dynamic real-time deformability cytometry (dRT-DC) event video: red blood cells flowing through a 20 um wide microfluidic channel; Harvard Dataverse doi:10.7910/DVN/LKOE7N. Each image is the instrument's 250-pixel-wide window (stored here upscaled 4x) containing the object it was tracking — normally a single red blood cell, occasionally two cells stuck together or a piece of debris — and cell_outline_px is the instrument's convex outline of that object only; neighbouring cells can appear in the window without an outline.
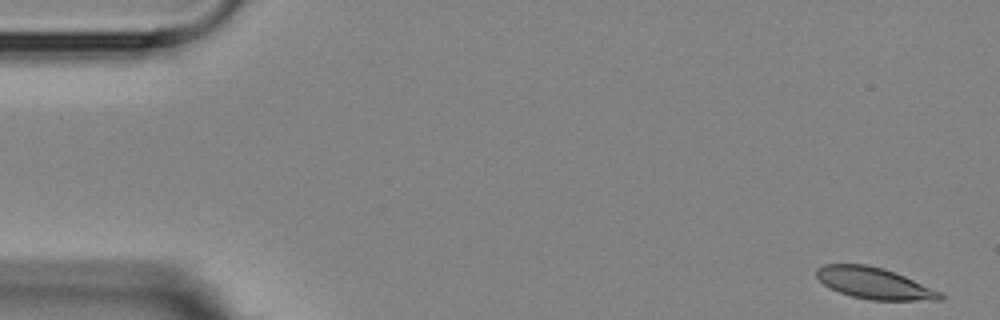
{"species": "Egyptian fruit bat (a non-hibernating species)", "species_latin": "Rousettus aegyptiacus", "temperature_condition": "room temperature", "stored_images_in_passage": 14, "camera_frame_rate_fps": 3000, "um_per_image_px": 0.085, "animal": {"sex": "female"}, "frame": {"image": 1, "passage_image": 1, "time_ms": 0.0, "image_size_px": [1000, 320], "cell_outline_px": [[944, 300], [872, 300], [852, 296], [840, 292], [824, 284], [816, 276], [816, 268], [824, 264], [868, 264], [884, 268], [904, 276], [940, 292], [944, 296]], "centroid_in_image_um": [74.29, 24.07], "position_along_channel_um": 10.7, "area_um2": 22.37}}
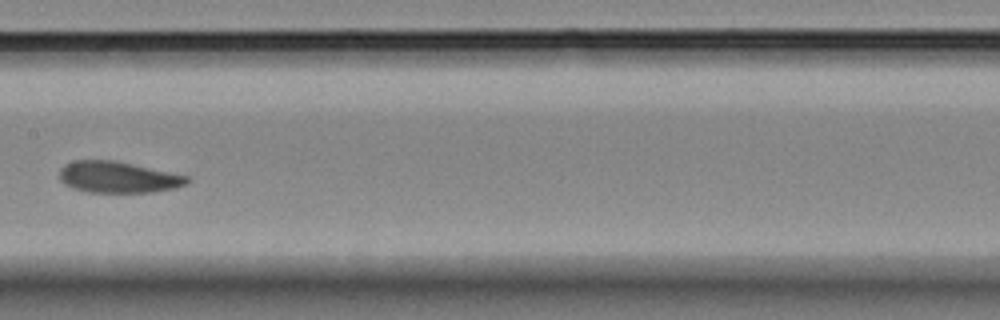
{"frame": {"image": 2, "passage_image": 7, "time_ms": 8.667, "image_size_px": [1000, 320], "cell_outline_px": [[192, 180], [188, 184], [176, 188], [152, 192], [88, 192], [72, 188], [64, 184], [60, 180], [60, 168], [64, 164], [72, 160], [116, 160], [188, 176]], "centroid_in_image_um": [10.04, 15.05], "position_along_channel_um": 197.4, "area_um2": 23.52}}
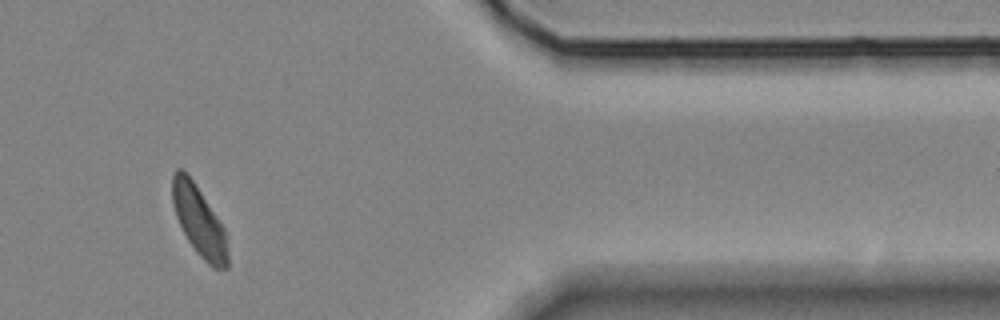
{"frame": {"image": 3, "passage_image": 12, "time_ms": 15.0, "image_size_px": [1000, 320], "cell_outline_px": [[228, 268], [212, 268], [196, 252], [188, 240], [176, 216], [172, 204], [172, 176], [176, 168], [180, 168], [192, 180], [224, 228], [228, 244]], "centroid_in_image_um": [16.92, 18.83], "position_along_channel_um": 394.5, "area_um2": 22.2}, "authors_computed_cell_mechanics": {"area_um2": 23.409, "velocity_mm_per_s": 3.5663, "shape_relaxation_time_tau1_ms": 2.4093, "shape_relaxation_time_tau2_ms": 10.1049, "deformation_change_tau1": 0.1001, "deformation_change_tau2": 0.1392}}